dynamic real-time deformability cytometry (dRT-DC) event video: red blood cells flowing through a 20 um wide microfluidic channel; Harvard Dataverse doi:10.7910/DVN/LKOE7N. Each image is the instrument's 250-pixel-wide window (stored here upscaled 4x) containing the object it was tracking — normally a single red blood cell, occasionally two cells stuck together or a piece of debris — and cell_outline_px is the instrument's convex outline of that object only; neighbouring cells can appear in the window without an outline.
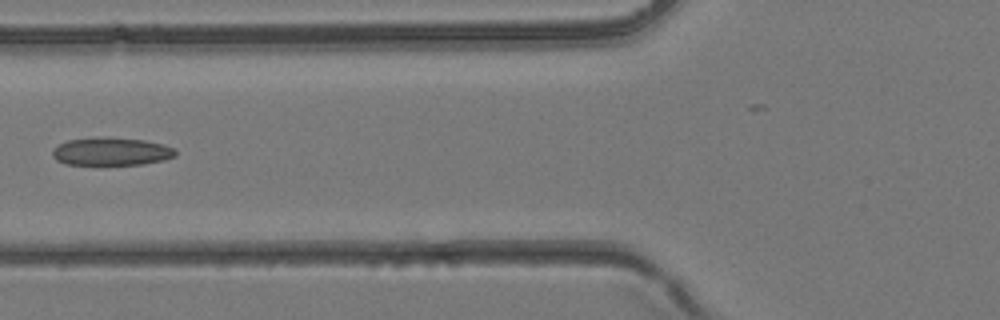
{"species": "common noctule bat (a hibernating species)", "species_latin": "Nyctalus noctula", "temperature_condition": "room temperature", "stored_images_in_passage": 4, "camera_frame_rate_fps": 3000, "um_per_image_px": 0.085, "animal": {"sex": "female", "body_mass_g": 24.6, "forearm_length_mm": 56.2}, "frame": {"image": 1, "passage_image": 4, "time_ms": 1.0, "image_size_px": [1000, 320], "cell_outline_px": [[176, 156], [164, 160], [144, 164], [64, 164], [56, 160], [52, 156], [52, 148], [68, 140], [144, 140], [164, 144], [176, 148]], "centroid_in_image_um": [9.51, 12.93], "position_along_channel_um": 116.3, "area_um2": 19.13}}